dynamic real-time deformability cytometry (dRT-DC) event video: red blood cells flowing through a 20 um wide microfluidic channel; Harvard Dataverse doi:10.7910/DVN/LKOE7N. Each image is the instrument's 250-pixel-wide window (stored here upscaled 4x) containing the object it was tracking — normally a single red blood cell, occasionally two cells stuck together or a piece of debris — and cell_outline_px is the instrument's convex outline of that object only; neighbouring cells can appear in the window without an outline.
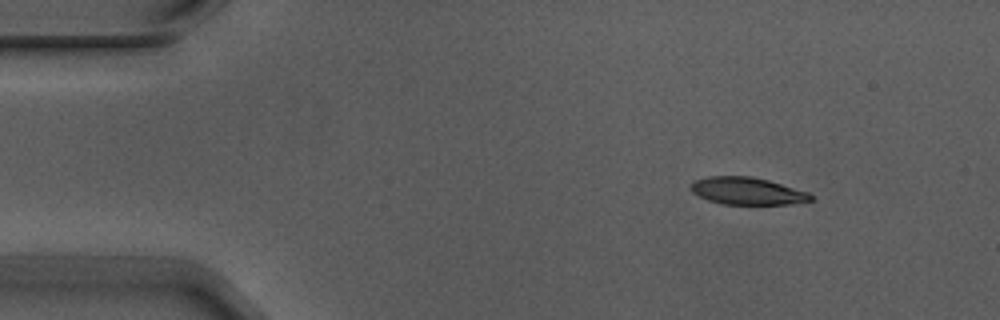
{"species": "Egyptian fruit bat (a non-hibernating species)", "species_latin": "Rousettus aegyptiacus", "temperature_condition": "warm", "stored_images_in_passage": 5, "camera_frame_rate_fps": 3000, "um_per_image_px": 0.085, "animal": {"sex": "male"}, "frame": {"image": 1, "passage_image": 1, "time_ms": 0.0, "image_size_px": [1000, 320], "cell_outline_px": [[812, 200], [788, 204], [724, 204], [708, 200], [692, 192], [688, 188], [696, 180], [708, 176], [752, 176], [768, 180], [808, 192], [812, 196]], "centroid_in_image_um": [63.49, 16.23], "position_along_channel_um": 21.5, "area_um2": 18.9}}